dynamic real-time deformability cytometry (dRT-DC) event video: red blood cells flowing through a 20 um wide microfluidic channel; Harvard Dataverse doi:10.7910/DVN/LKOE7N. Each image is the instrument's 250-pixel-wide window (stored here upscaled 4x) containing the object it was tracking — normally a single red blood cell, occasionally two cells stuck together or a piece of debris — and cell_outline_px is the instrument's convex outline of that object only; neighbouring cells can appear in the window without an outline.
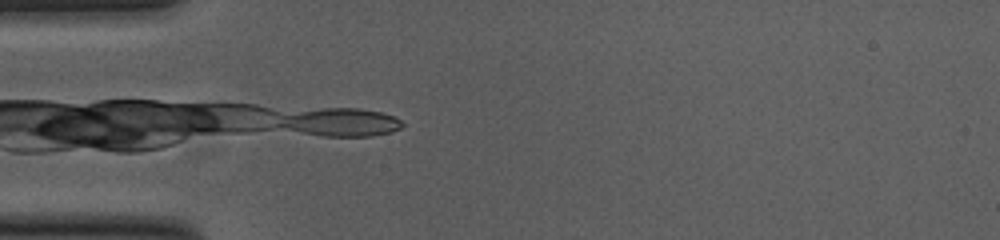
{"species": "common noctule bat (a hibernating species)", "species_latin": "Nyctalus noctula", "temperature_condition": "cold", "stored_images_in_passage": 35, "camera_frame_rate_fps": 3000, "um_per_image_px": 0.085, "animal": {"sex": "female", "body_mass_g": 23.0, "forearm_length_mm": 53.4}, "frame": {"image": 1, "passage_image": 1, "time_ms": 0.0, "image_size_px": [1000, 240], "cell_outline_px": [[400, 124], [396, 128], [384, 132], [356, 136], [340, 136], [316, 132], [280, 124], [296, 116], [312, 112], [376, 112], [392, 116]], "centroid_in_image_um": [29.25, 10.46], "position_along_channel_um": 55.7, "area_um2": 15.32}}
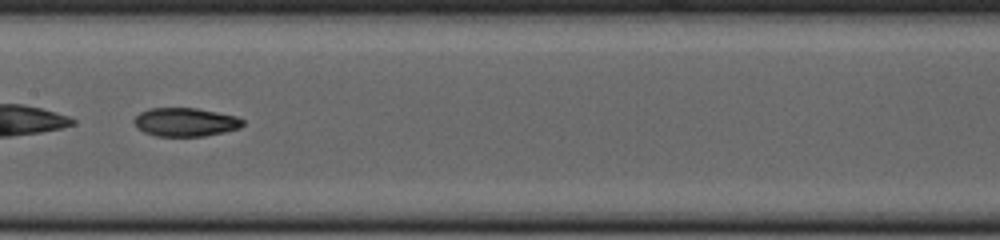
{"frame": {"image": 2, "passage_image": 12, "time_ms": 3.667, "image_size_px": [1000, 240], "cell_outline_px": [[240, 124], [236, 128], [196, 136], [168, 136], [152, 132], [140, 128], [136, 124], [136, 120], [144, 112], [160, 108], [188, 108], [228, 116], [240, 120]], "centroid_in_image_um": [15.71, 10.38], "position_along_channel_um": 191.7, "area_um2": 15.84}}
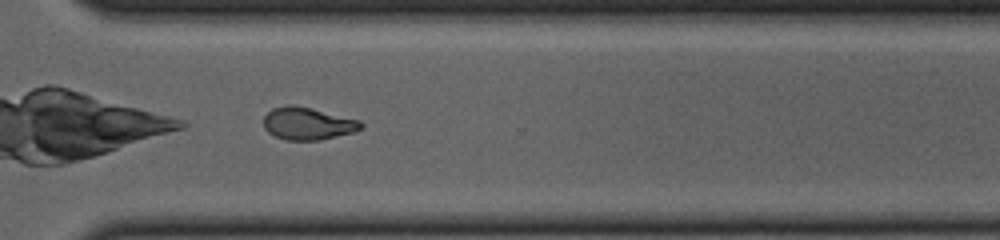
{"frame": {"image": 3, "passage_image": 24, "time_ms": 7.667, "image_size_px": [1000, 240], "cell_outline_px": [[360, 128], [348, 132], [312, 140], [296, 140], [280, 136], [272, 132], [264, 124], [264, 120], [268, 112], [276, 108], [308, 108], [356, 120], [360, 124]], "centroid_in_image_um": [26.13, 10.51], "position_along_channel_um": 344.5, "area_um2": 16.18}, "authors_computed_cell_mechanics": {"area_um2": 15.3748, "velocity_mm_per_s": 3.8218, "shape_relaxation_time_tau1_ms": null, "shape_relaxation_time_tau2_ms": 4.835, "deformation_change_tau1": null, "deformation_change_tau2": 0.1019}}